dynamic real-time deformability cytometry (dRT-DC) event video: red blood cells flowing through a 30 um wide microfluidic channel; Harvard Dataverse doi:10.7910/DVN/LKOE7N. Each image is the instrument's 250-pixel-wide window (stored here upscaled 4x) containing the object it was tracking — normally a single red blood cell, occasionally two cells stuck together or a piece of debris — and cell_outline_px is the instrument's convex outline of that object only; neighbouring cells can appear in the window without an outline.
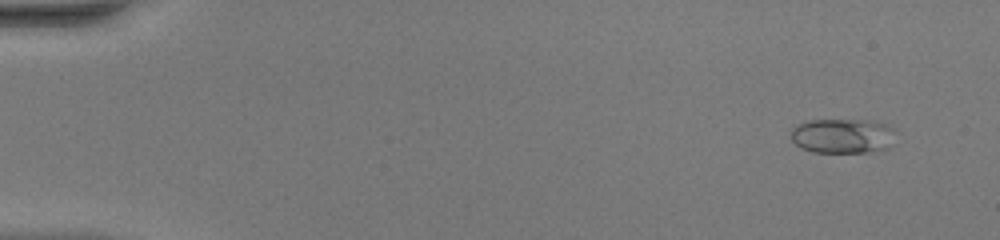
{"species": "common noctule bat (a hibernating species)", "species_latin": "Nyctalus noctula", "temperature_condition": "warm", "stored_images_in_passage": 51, "camera_frame_rate_fps": 3000, "um_per_image_px": 0.085, "animal": {"sex": "female", "body_mass_g": 20.0, "forearm_length_mm": 54.0}, "frame": {"image": 1, "passage_image": 4, "time_ms": 1.0, "image_size_px": [1000, 240], "cell_outline_px": [[892, 148], [868, 152], [812, 152], [800, 148], [792, 140], [792, 128], [796, 124], [808, 120], [872, 120], [884, 124], [892, 128]], "centroid_in_image_um": [71.6, 11.56], "position_along_channel_um": 13.4, "area_um2": 21.27}}
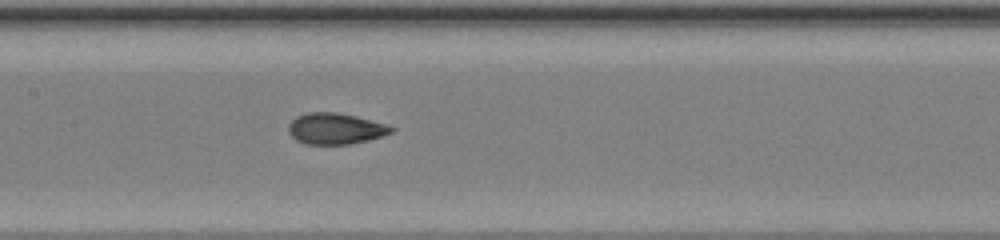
{"frame": {"image": 2, "passage_image": 26, "time_ms": 8.333, "image_size_px": [1000, 240], "cell_outline_px": [[396, 128], [392, 132], [368, 140], [348, 144], [304, 144], [296, 140], [288, 132], [288, 124], [296, 116], [308, 112], [336, 112], [356, 116], [388, 124]], "centroid_in_image_um": [28.5, 10.92], "position_along_channel_um": 178.9, "area_um2": 18.73}}
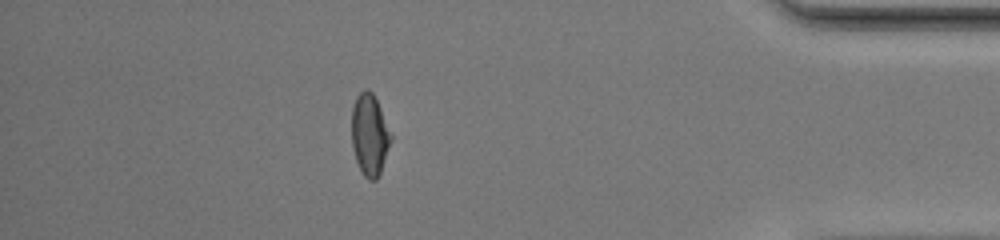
{"frame": {"image": 3, "passage_image": 45, "time_ms": 14.667, "image_size_px": [1000, 240], "cell_outline_px": [[392, 140], [380, 172], [376, 180], [368, 180], [364, 176], [356, 160], [352, 148], [352, 108], [356, 96], [364, 88], [368, 88], [372, 92], [380, 108], [392, 136]], "centroid_in_image_um": [31.41, 11.44], "position_along_channel_um": 403.8, "area_um2": 18.55}, "authors_computed_cell_mechanics": {"area_um2": 18.6694, "velocity_mm_per_s": 4.1621, "shape_relaxation_time_tau1_ms": 6.0661, "shape_relaxation_time_tau2_ms": 1.1296, "deformation_change_tau1": 0.205, "deformation_change_tau2": 0.051}}